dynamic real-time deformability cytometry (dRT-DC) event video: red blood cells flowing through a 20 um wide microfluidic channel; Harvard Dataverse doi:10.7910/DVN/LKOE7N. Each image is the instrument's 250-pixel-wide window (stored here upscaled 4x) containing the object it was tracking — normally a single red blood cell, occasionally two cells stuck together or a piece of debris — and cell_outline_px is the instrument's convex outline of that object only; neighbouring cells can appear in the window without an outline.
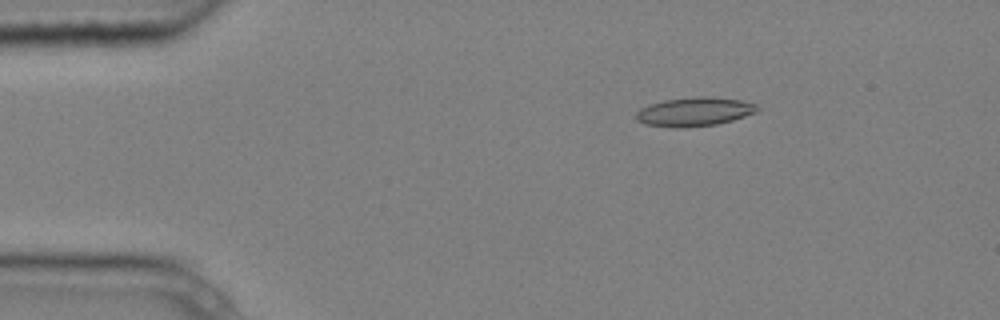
{"species": "common noctule bat (a hibernating species)", "species_latin": "Nyctalus noctula", "temperature_condition": "cold", "stored_images_in_passage": 4, "camera_frame_rate_fps": 3000, "um_per_image_px": 0.085, "animal": {"sex": "male", "body_mass_g": 20.4}, "frame": {"image": 1, "passage_image": 1, "time_ms": 0.0, "image_size_px": [1000, 320], "cell_outline_px": [[760, 108], [756, 112], [732, 120], [716, 124], [684, 128], [672, 128], [644, 124], [636, 120], [636, 112], [640, 108], [648, 104], [664, 100], [696, 96], [708, 96], [740, 100], [756, 104]], "centroid_in_image_um": [58.98, 9.5], "position_along_channel_um": 26.0, "area_um2": 20.58}}